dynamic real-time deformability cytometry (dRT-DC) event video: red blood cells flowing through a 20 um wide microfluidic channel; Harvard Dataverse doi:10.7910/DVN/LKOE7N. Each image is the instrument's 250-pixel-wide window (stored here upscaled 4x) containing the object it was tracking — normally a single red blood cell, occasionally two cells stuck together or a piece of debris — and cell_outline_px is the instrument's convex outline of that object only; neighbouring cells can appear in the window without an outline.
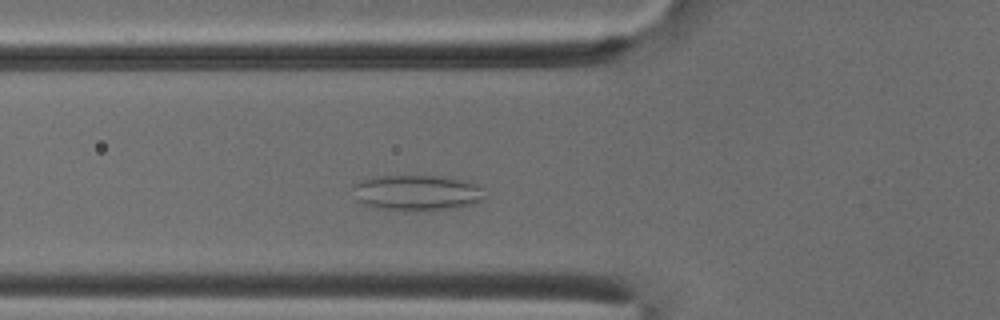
{"species": "common noctule bat (a hibernating species)", "species_latin": "Nyctalus noctula", "temperature_condition": "cold", "stored_images_in_passage": 38, "camera_frame_rate_fps": 3000, "um_per_image_px": 0.085, "animal": {"sex": "male", "body_mass_g": 18.8}, "frame": {"image": 1, "passage_image": 12, "time_ms": 3.667, "image_size_px": [1000, 320], "cell_outline_px": [[484, 200], [472, 204], [452, 208], [376, 208], [360, 204], [356, 200], [352, 188], [352, 184], [360, 180], [376, 176], [452, 176], [480, 184], [484, 196]], "centroid_in_image_um": [35.43, 16.33], "position_along_channel_um": 90.4, "area_um2": 27.11}}
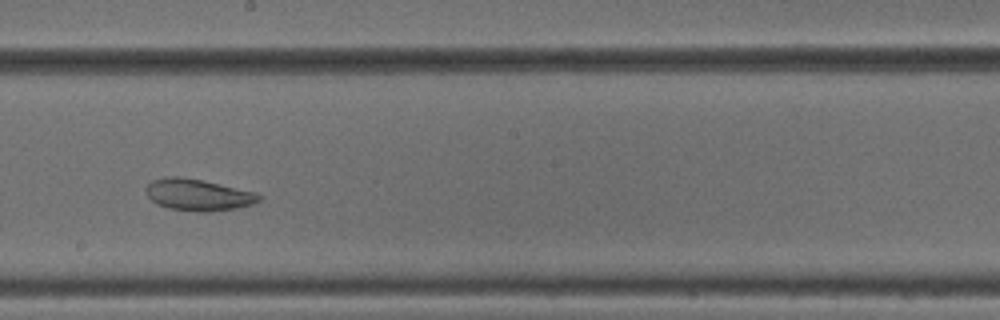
{"frame": {"image": 2, "passage_image": 23, "time_ms": 7.333, "image_size_px": [1000, 320], "cell_outline_px": [[260, 200], [252, 204], [236, 208], [212, 212], [204, 212], [168, 208], [156, 204], [148, 196], [148, 184], [152, 180], [164, 176], [176, 176], [200, 180], [220, 184], [256, 192], [260, 196]], "centroid_in_image_um": [16.84, 16.56], "position_along_channel_um": 231.4, "area_um2": 20.58}}
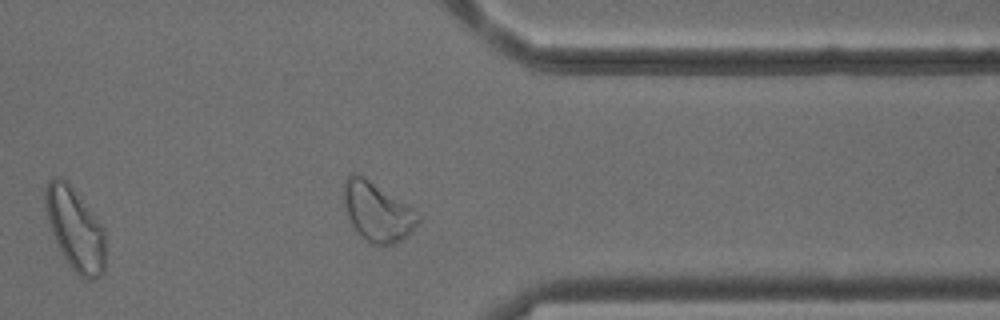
{"frame": {"image": 3, "passage_image": 35, "time_ms": 11.333, "image_size_px": [1000, 320], "cell_outline_px": [[104, 272], [96, 280], [88, 280], [80, 276], [72, 268], [64, 256], [52, 232], [48, 220], [44, 204], [44, 192], [48, 180], [52, 176], [56, 176], [68, 180], [104, 228]], "centroid_in_image_um": [6.38, 19.43], "position_along_channel_um": 405.0, "area_um2": 28.78}, "authors_computed_cell_mechanics": {"area_um2": 23.0044, "velocity_mm_per_s": 3.8349, "shape_relaxation_time_tau1_ms": null, "shape_relaxation_time_tau2_ms": 3.2084, "deformation_change_tau1": null, "deformation_change_tau2": 0.1016}}